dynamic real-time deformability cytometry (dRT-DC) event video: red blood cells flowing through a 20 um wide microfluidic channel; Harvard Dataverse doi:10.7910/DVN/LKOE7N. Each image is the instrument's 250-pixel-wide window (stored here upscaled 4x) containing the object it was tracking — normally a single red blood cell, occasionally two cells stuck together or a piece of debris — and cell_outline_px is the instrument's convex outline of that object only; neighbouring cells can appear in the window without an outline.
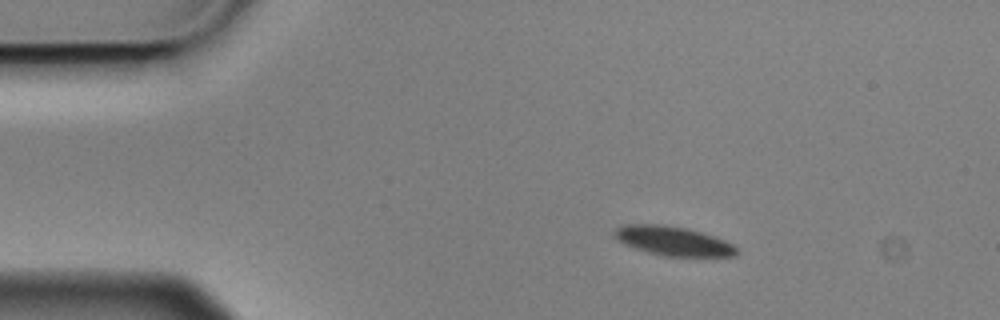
{"species": "Egyptian fruit bat (a non-hibernating species)", "species_latin": "Rousettus aegyptiacus", "temperature_condition": "cold", "stored_images_in_passage": 3, "camera_frame_rate_fps": 3000, "um_per_image_px": 0.085, "animal": {"sex": "male"}, "frame": {"image": 1, "passage_image": 2, "time_ms": 0.333, "image_size_px": [1000, 320], "cell_outline_px": [[740, 252], [736, 256], [664, 256], [648, 252], [624, 244], [616, 240], [612, 236], [612, 232], [616, 228], [624, 224], [664, 224], [688, 228], [724, 240], [732, 244]], "centroid_in_image_um": [57.17, 20.47], "position_along_channel_um": 27.8, "area_um2": 20.92}}